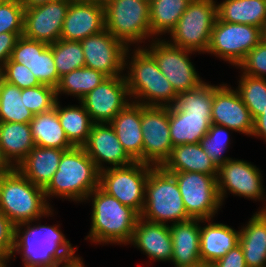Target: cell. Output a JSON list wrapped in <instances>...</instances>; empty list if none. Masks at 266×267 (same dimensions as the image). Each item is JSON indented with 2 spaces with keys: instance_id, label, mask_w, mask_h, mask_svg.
I'll use <instances>...</instances> for the list:
<instances>
[{
  "instance_id": "obj_1",
  "label": "cell",
  "mask_w": 266,
  "mask_h": 267,
  "mask_svg": "<svg viewBox=\"0 0 266 267\" xmlns=\"http://www.w3.org/2000/svg\"><path fill=\"white\" fill-rule=\"evenodd\" d=\"M41 218L15 225L10 259L21 254L24 267H63L80 259L77 246L65 238L61 226L42 225Z\"/></svg>"
},
{
  "instance_id": "obj_2",
  "label": "cell",
  "mask_w": 266,
  "mask_h": 267,
  "mask_svg": "<svg viewBox=\"0 0 266 267\" xmlns=\"http://www.w3.org/2000/svg\"><path fill=\"white\" fill-rule=\"evenodd\" d=\"M129 50L131 48L124 58V70L127 69L124 77L131 101L144 106H172L177 93L159 70L154 57L144 47L134 45L131 53Z\"/></svg>"
},
{
  "instance_id": "obj_3",
  "label": "cell",
  "mask_w": 266,
  "mask_h": 267,
  "mask_svg": "<svg viewBox=\"0 0 266 267\" xmlns=\"http://www.w3.org/2000/svg\"><path fill=\"white\" fill-rule=\"evenodd\" d=\"M92 200L91 228L84 238L95 245L117 244L126 246L132 239L140 214L121 204L100 187L95 188L85 199Z\"/></svg>"
},
{
  "instance_id": "obj_4",
  "label": "cell",
  "mask_w": 266,
  "mask_h": 267,
  "mask_svg": "<svg viewBox=\"0 0 266 267\" xmlns=\"http://www.w3.org/2000/svg\"><path fill=\"white\" fill-rule=\"evenodd\" d=\"M52 208L44 188L33 184L16 168L0 173V212L14 225L52 217Z\"/></svg>"
},
{
  "instance_id": "obj_5",
  "label": "cell",
  "mask_w": 266,
  "mask_h": 267,
  "mask_svg": "<svg viewBox=\"0 0 266 267\" xmlns=\"http://www.w3.org/2000/svg\"><path fill=\"white\" fill-rule=\"evenodd\" d=\"M100 171L83 147L65 151L58 170L44 188L47 201L58 197L83 203L88 195L99 187Z\"/></svg>"
},
{
  "instance_id": "obj_6",
  "label": "cell",
  "mask_w": 266,
  "mask_h": 267,
  "mask_svg": "<svg viewBox=\"0 0 266 267\" xmlns=\"http://www.w3.org/2000/svg\"><path fill=\"white\" fill-rule=\"evenodd\" d=\"M140 217L149 222L166 225L191 219L187 215L175 177L162 167L150 169Z\"/></svg>"
},
{
  "instance_id": "obj_7",
  "label": "cell",
  "mask_w": 266,
  "mask_h": 267,
  "mask_svg": "<svg viewBox=\"0 0 266 267\" xmlns=\"http://www.w3.org/2000/svg\"><path fill=\"white\" fill-rule=\"evenodd\" d=\"M105 29L127 48L144 47L151 38L149 4L135 0H102ZM143 44V46L139 44Z\"/></svg>"
},
{
  "instance_id": "obj_8",
  "label": "cell",
  "mask_w": 266,
  "mask_h": 267,
  "mask_svg": "<svg viewBox=\"0 0 266 267\" xmlns=\"http://www.w3.org/2000/svg\"><path fill=\"white\" fill-rule=\"evenodd\" d=\"M216 18V0H193L167 41L174 46L206 54Z\"/></svg>"
},
{
  "instance_id": "obj_9",
  "label": "cell",
  "mask_w": 266,
  "mask_h": 267,
  "mask_svg": "<svg viewBox=\"0 0 266 267\" xmlns=\"http://www.w3.org/2000/svg\"><path fill=\"white\" fill-rule=\"evenodd\" d=\"M147 46L144 48L154 57L159 70L177 94L198 88L205 82L190 60L191 55L196 52L174 46L165 37L153 39Z\"/></svg>"
},
{
  "instance_id": "obj_10",
  "label": "cell",
  "mask_w": 266,
  "mask_h": 267,
  "mask_svg": "<svg viewBox=\"0 0 266 267\" xmlns=\"http://www.w3.org/2000/svg\"><path fill=\"white\" fill-rule=\"evenodd\" d=\"M153 166L142 162L100 171L99 187L139 214L143 211L145 186Z\"/></svg>"
},
{
  "instance_id": "obj_11",
  "label": "cell",
  "mask_w": 266,
  "mask_h": 267,
  "mask_svg": "<svg viewBox=\"0 0 266 267\" xmlns=\"http://www.w3.org/2000/svg\"><path fill=\"white\" fill-rule=\"evenodd\" d=\"M261 42V28L254 25L224 22L216 18L207 54L237 67Z\"/></svg>"
},
{
  "instance_id": "obj_12",
  "label": "cell",
  "mask_w": 266,
  "mask_h": 267,
  "mask_svg": "<svg viewBox=\"0 0 266 267\" xmlns=\"http://www.w3.org/2000/svg\"><path fill=\"white\" fill-rule=\"evenodd\" d=\"M178 184L187 215L191 219H213L222 203L218 194L217 175L198 172H169Z\"/></svg>"
},
{
  "instance_id": "obj_13",
  "label": "cell",
  "mask_w": 266,
  "mask_h": 267,
  "mask_svg": "<svg viewBox=\"0 0 266 267\" xmlns=\"http://www.w3.org/2000/svg\"><path fill=\"white\" fill-rule=\"evenodd\" d=\"M262 171L251 162L230 158L218 168L217 187L220 201L223 204L227 195L233 194L254 201H266ZM265 195V196H264ZM263 200V201H262ZM265 204V206H264ZM259 211L266 210V203Z\"/></svg>"
},
{
  "instance_id": "obj_14",
  "label": "cell",
  "mask_w": 266,
  "mask_h": 267,
  "mask_svg": "<svg viewBox=\"0 0 266 267\" xmlns=\"http://www.w3.org/2000/svg\"><path fill=\"white\" fill-rule=\"evenodd\" d=\"M143 136L142 163L161 167L173 148L170 138L169 107L141 104Z\"/></svg>"
},
{
  "instance_id": "obj_15",
  "label": "cell",
  "mask_w": 266,
  "mask_h": 267,
  "mask_svg": "<svg viewBox=\"0 0 266 267\" xmlns=\"http://www.w3.org/2000/svg\"><path fill=\"white\" fill-rule=\"evenodd\" d=\"M129 102L124 76L107 77L80 100L93 123H110Z\"/></svg>"
},
{
  "instance_id": "obj_16",
  "label": "cell",
  "mask_w": 266,
  "mask_h": 267,
  "mask_svg": "<svg viewBox=\"0 0 266 267\" xmlns=\"http://www.w3.org/2000/svg\"><path fill=\"white\" fill-rule=\"evenodd\" d=\"M85 67L100 71L107 77L124 76L127 47L106 29L80 41Z\"/></svg>"
},
{
  "instance_id": "obj_17",
  "label": "cell",
  "mask_w": 266,
  "mask_h": 267,
  "mask_svg": "<svg viewBox=\"0 0 266 267\" xmlns=\"http://www.w3.org/2000/svg\"><path fill=\"white\" fill-rule=\"evenodd\" d=\"M211 123L248 136L252 135L254 120L238 91L227 83L213 85Z\"/></svg>"
},
{
  "instance_id": "obj_18",
  "label": "cell",
  "mask_w": 266,
  "mask_h": 267,
  "mask_svg": "<svg viewBox=\"0 0 266 267\" xmlns=\"http://www.w3.org/2000/svg\"><path fill=\"white\" fill-rule=\"evenodd\" d=\"M71 0H53L46 4L25 9L23 36L47 44L60 39Z\"/></svg>"
},
{
  "instance_id": "obj_19",
  "label": "cell",
  "mask_w": 266,
  "mask_h": 267,
  "mask_svg": "<svg viewBox=\"0 0 266 267\" xmlns=\"http://www.w3.org/2000/svg\"><path fill=\"white\" fill-rule=\"evenodd\" d=\"M105 30L102 0H71L60 39L81 41Z\"/></svg>"
},
{
  "instance_id": "obj_20",
  "label": "cell",
  "mask_w": 266,
  "mask_h": 267,
  "mask_svg": "<svg viewBox=\"0 0 266 267\" xmlns=\"http://www.w3.org/2000/svg\"><path fill=\"white\" fill-rule=\"evenodd\" d=\"M82 147L99 171L134 162L124 150L110 123H93L88 140Z\"/></svg>"
},
{
  "instance_id": "obj_21",
  "label": "cell",
  "mask_w": 266,
  "mask_h": 267,
  "mask_svg": "<svg viewBox=\"0 0 266 267\" xmlns=\"http://www.w3.org/2000/svg\"><path fill=\"white\" fill-rule=\"evenodd\" d=\"M140 249L150 260L170 262L173 243L169 225L138 219L131 241L128 245Z\"/></svg>"
},
{
  "instance_id": "obj_22",
  "label": "cell",
  "mask_w": 266,
  "mask_h": 267,
  "mask_svg": "<svg viewBox=\"0 0 266 267\" xmlns=\"http://www.w3.org/2000/svg\"><path fill=\"white\" fill-rule=\"evenodd\" d=\"M213 219L202 220L200 224V259L204 265H212L216 260L239 245L240 230Z\"/></svg>"
},
{
  "instance_id": "obj_23",
  "label": "cell",
  "mask_w": 266,
  "mask_h": 267,
  "mask_svg": "<svg viewBox=\"0 0 266 267\" xmlns=\"http://www.w3.org/2000/svg\"><path fill=\"white\" fill-rule=\"evenodd\" d=\"M126 153L142 162L141 104L129 102L110 122Z\"/></svg>"
},
{
  "instance_id": "obj_24",
  "label": "cell",
  "mask_w": 266,
  "mask_h": 267,
  "mask_svg": "<svg viewBox=\"0 0 266 267\" xmlns=\"http://www.w3.org/2000/svg\"><path fill=\"white\" fill-rule=\"evenodd\" d=\"M201 219H189L169 225L173 252L171 263L174 266L203 264L200 259Z\"/></svg>"
},
{
  "instance_id": "obj_25",
  "label": "cell",
  "mask_w": 266,
  "mask_h": 267,
  "mask_svg": "<svg viewBox=\"0 0 266 267\" xmlns=\"http://www.w3.org/2000/svg\"><path fill=\"white\" fill-rule=\"evenodd\" d=\"M35 146L30 123L0 122V155L10 168H16Z\"/></svg>"
},
{
  "instance_id": "obj_26",
  "label": "cell",
  "mask_w": 266,
  "mask_h": 267,
  "mask_svg": "<svg viewBox=\"0 0 266 267\" xmlns=\"http://www.w3.org/2000/svg\"><path fill=\"white\" fill-rule=\"evenodd\" d=\"M65 151L35 146L16 169L33 184L45 188L58 170L61 156Z\"/></svg>"
},
{
  "instance_id": "obj_27",
  "label": "cell",
  "mask_w": 266,
  "mask_h": 267,
  "mask_svg": "<svg viewBox=\"0 0 266 267\" xmlns=\"http://www.w3.org/2000/svg\"><path fill=\"white\" fill-rule=\"evenodd\" d=\"M241 227L239 244L247 267H266V211H256Z\"/></svg>"
},
{
  "instance_id": "obj_28",
  "label": "cell",
  "mask_w": 266,
  "mask_h": 267,
  "mask_svg": "<svg viewBox=\"0 0 266 267\" xmlns=\"http://www.w3.org/2000/svg\"><path fill=\"white\" fill-rule=\"evenodd\" d=\"M161 167L167 172H198L218 175V167L208 157L200 142L173 147L170 156Z\"/></svg>"
},
{
  "instance_id": "obj_29",
  "label": "cell",
  "mask_w": 266,
  "mask_h": 267,
  "mask_svg": "<svg viewBox=\"0 0 266 267\" xmlns=\"http://www.w3.org/2000/svg\"><path fill=\"white\" fill-rule=\"evenodd\" d=\"M212 125L205 115H196L169 107L170 138L173 147L199 143Z\"/></svg>"
},
{
  "instance_id": "obj_30",
  "label": "cell",
  "mask_w": 266,
  "mask_h": 267,
  "mask_svg": "<svg viewBox=\"0 0 266 267\" xmlns=\"http://www.w3.org/2000/svg\"><path fill=\"white\" fill-rule=\"evenodd\" d=\"M30 128L36 146L66 151L75 147L68 140L55 108L34 115L30 122Z\"/></svg>"
},
{
  "instance_id": "obj_31",
  "label": "cell",
  "mask_w": 266,
  "mask_h": 267,
  "mask_svg": "<svg viewBox=\"0 0 266 267\" xmlns=\"http://www.w3.org/2000/svg\"><path fill=\"white\" fill-rule=\"evenodd\" d=\"M217 18L224 22L254 25L266 22V0H223L217 2Z\"/></svg>"
},
{
  "instance_id": "obj_32",
  "label": "cell",
  "mask_w": 266,
  "mask_h": 267,
  "mask_svg": "<svg viewBox=\"0 0 266 267\" xmlns=\"http://www.w3.org/2000/svg\"><path fill=\"white\" fill-rule=\"evenodd\" d=\"M192 1L152 0L149 4L151 39L148 42L158 37L161 39L163 35H169Z\"/></svg>"
},
{
  "instance_id": "obj_33",
  "label": "cell",
  "mask_w": 266,
  "mask_h": 267,
  "mask_svg": "<svg viewBox=\"0 0 266 267\" xmlns=\"http://www.w3.org/2000/svg\"><path fill=\"white\" fill-rule=\"evenodd\" d=\"M61 126L68 140L75 147H82L88 140L93 122L83 105L62 107L57 100L55 107Z\"/></svg>"
},
{
  "instance_id": "obj_34",
  "label": "cell",
  "mask_w": 266,
  "mask_h": 267,
  "mask_svg": "<svg viewBox=\"0 0 266 267\" xmlns=\"http://www.w3.org/2000/svg\"><path fill=\"white\" fill-rule=\"evenodd\" d=\"M106 78L107 76L100 71L88 67L75 69L60 77L56 87L57 99L59 100L60 95L65 94L74 96V99L76 97L80 101Z\"/></svg>"
},
{
  "instance_id": "obj_35",
  "label": "cell",
  "mask_w": 266,
  "mask_h": 267,
  "mask_svg": "<svg viewBox=\"0 0 266 267\" xmlns=\"http://www.w3.org/2000/svg\"><path fill=\"white\" fill-rule=\"evenodd\" d=\"M33 118L21 89L0 77V122L30 123Z\"/></svg>"
},
{
  "instance_id": "obj_36",
  "label": "cell",
  "mask_w": 266,
  "mask_h": 267,
  "mask_svg": "<svg viewBox=\"0 0 266 267\" xmlns=\"http://www.w3.org/2000/svg\"><path fill=\"white\" fill-rule=\"evenodd\" d=\"M213 101V85L204 82L198 88L177 94L172 106L173 110L205 115L211 121Z\"/></svg>"
},
{
  "instance_id": "obj_37",
  "label": "cell",
  "mask_w": 266,
  "mask_h": 267,
  "mask_svg": "<svg viewBox=\"0 0 266 267\" xmlns=\"http://www.w3.org/2000/svg\"><path fill=\"white\" fill-rule=\"evenodd\" d=\"M239 79L236 90L255 120L266 110V79L242 73Z\"/></svg>"
},
{
  "instance_id": "obj_38",
  "label": "cell",
  "mask_w": 266,
  "mask_h": 267,
  "mask_svg": "<svg viewBox=\"0 0 266 267\" xmlns=\"http://www.w3.org/2000/svg\"><path fill=\"white\" fill-rule=\"evenodd\" d=\"M59 77L85 67V57L80 41L59 39L49 44Z\"/></svg>"
},
{
  "instance_id": "obj_39",
  "label": "cell",
  "mask_w": 266,
  "mask_h": 267,
  "mask_svg": "<svg viewBox=\"0 0 266 267\" xmlns=\"http://www.w3.org/2000/svg\"><path fill=\"white\" fill-rule=\"evenodd\" d=\"M230 131L225 126L212 124L206 136L200 141V144L211 161L219 168L223 163L227 162L231 157H227L225 152L231 145Z\"/></svg>"
},
{
  "instance_id": "obj_40",
  "label": "cell",
  "mask_w": 266,
  "mask_h": 267,
  "mask_svg": "<svg viewBox=\"0 0 266 267\" xmlns=\"http://www.w3.org/2000/svg\"><path fill=\"white\" fill-rule=\"evenodd\" d=\"M24 102L33 115L50 111L57 102L56 88L41 84L32 88L21 89Z\"/></svg>"
},
{
  "instance_id": "obj_41",
  "label": "cell",
  "mask_w": 266,
  "mask_h": 267,
  "mask_svg": "<svg viewBox=\"0 0 266 267\" xmlns=\"http://www.w3.org/2000/svg\"><path fill=\"white\" fill-rule=\"evenodd\" d=\"M24 12L20 0H3L0 4V34L23 33Z\"/></svg>"
},
{
  "instance_id": "obj_42",
  "label": "cell",
  "mask_w": 266,
  "mask_h": 267,
  "mask_svg": "<svg viewBox=\"0 0 266 267\" xmlns=\"http://www.w3.org/2000/svg\"><path fill=\"white\" fill-rule=\"evenodd\" d=\"M34 76L41 84H46L56 88L59 84L52 48L48 45L44 50H35Z\"/></svg>"
},
{
  "instance_id": "obj_43",
  "label": "cell",
  "mask_w": 266,
  "mask_h": 267,
  "mask_svg": "<svg viewBox=\"0 0 266 267\" xmlns=\"http://www.w3.org/2000/svg\"><path fill=\"white\" fill-rule=\"evenodd\" d=\"M0 77L20 89L41 85L30 69L9 59L0 71Z\"/></svg>"
},
{
  "instance_id": "obj_44",
  "label": "cell",
  "mask_w": 266,
  "mask_h": 267,
  "mask_svg": "<svg viewBox=\"0 0 266 267\" xmlns=\"http://www.w3.org/2000/svg\"><path fill=\"white\" fill-rule=\"evenodd\" d=\"M49 44L28 39L20 36L15 44L10 59L18 64H22L31 72H34L35 50H44Z\"/></svg>"
},
{
  "instance_id": "obj_45",
  "label": "cell",
  "mask_w": 266,
  "mask_h": 267,
  "mask_svg": "<svg viewBox=\"0 0 266 267\" xmlns=\"http://www.w3.org/2000/svg\"><path fill=\"white\" fill-rule=\"evenodd\" d=\"M240 73L266 79V45L260 42L236 67Z\"/></svg>"
},
{
  "instance_id": "obj_46",
  "label": "cell",
  "mask_w": 266,
  "mask_h": 267,
  "mask_svg": "<svg viewBox=\"0 0 266 267\" xmlns=\"http://www.w3.org/2000/svg\"><path fill=\"white\" fill-rule=\"evenodd\" d=\"M14 227L15 225L0 212V255L8 262L14 247Z\"/></svg>"
},
{
  "instance_id": "obj_47",
  "label": "cell",
  "mask_w": 266,
  "mask_h": 267,
  "mask_svg": "<svg viewBox=\"0 0 266 267\" xmlns=\"http://www.w3.org/2000/svg\"><path fill=\"white\" fill-rule=\"evenodd\" d=\"M211 267H247L240 244L216 260Z\"/></svg>"
},
{
  "instance_id": "obj_48",
  "label": "cell",
  "mask_w": 266,
  "mask_h": 267,
  "mask_svg": "<svg viewBox=\"0 0 266 267\" xmlns=\"http://www.w3.org/2000/svg\"><path fill=\"white\" fill-rule=\"evenodd\" d=\"M23 33H1L0 34V71L4 64L10 59L15 44Z\"/></svg>"
},
{
  "instance_id": "obj_49",
  "label": "cell",
  "mask_w": 266,
  "mask_h": 267,
  "mask_svg": "<svg viewBox=\"0 0 266 267\" xmlns=\"http://www.w3.org/2000/svg\"><path fill=\"white\" fill-rule=\"evenodd\" d=\"M252 136L259 137L266 142V110L254 120Z\"/></svg>"
},
{
  "instance_id": "obj_50",
  "label": "cell",
  "mask_w": 266,
  "mask_h": 267,
  "mask_svg": "<svg viewBox=\"0 0 266 267\" xmlns=\"http://www.w3.org/2000/svg\"><path fill=\"white\" fill-rule=\"evenodd\" d=\"M50 1H53V0H20V3L24 7V9H28V8L46 4Z\"/></svg>"
},
{
  "instance_id": "obj_51",
  "label": "cell",
  "mask_w": 266,
  "mask_h": 267,
  "mask_svg": "<svg viewBox=\"0 0 266 267\" xmlns=\"http://www.w3.org/2000/svg\"><path fill=\"white\" fill-rule=\"evenodd\" d=\"M63 267H85V264L83 263V259L80 258V259L74 261L73 263H71L67 266H63Z\"/></svg>"
},
{
  "instance_id": "obj_52",
  "label": "cell",
  "mask_w": 266,
  "mask_h": 267,
  "mask_svg": "<svg viewBox=\"0 0 266 267\" xmlns=\"http://www.w3.org/2000/svg\"><path fill=\"white\" fill-rule=\"evenodd\" d=\"M261 42L266 45V22L261 27Z\"/></svg>"
},
{
  "instance_id": "obj_53",
  "label": "cell",
  "mask_w": 266,
  "mask_h": 267,
  "mask_svg": "<svg viewBox=\"0 0 266 267\" xmlns=\"http://www.w3.org/2000/svg\"><path fill=\"white\" fill-rule=\"evenodd\" d=\"M10 167L3 161L0 155V173L7 171Z\"/></svg>"
},
{
  "instance_id": "obj_54",
  "label": "cell",
  "mask_w": 266,
  "mask_h": 267,
  "mask_svg": "<svg viewBox=\"0 0 266 267\" xmlns=\"http://www.w3.org/2000/svg\"><path fill=\"white\" fill-rule=\"evenodd\" d=\"M7 261L8 260L4 256L0 255V267H7Z\"/></svg>"
},
{
  "instance_id": "obj_55",
  "label": "cell",
  "mask_w": 266,
  "mask_h": 267,
  "mask_svg": "<svg viewBox=\"0 0 266 267\" xmlns=\"http://www.w3.org/2000/svg\"><path fill=\"white\" fill-rule=\"evenodd\" d=\"M204 264H196V265H184V266H174V267H204Z\"/></svg>"
},
{
  "instance_id": "obj_56",
  "label": "cell",
  "mask_w": 266,
  "mask_h": 267,
  "mask_svg": "<svg viewBox=\"0 0 266 267\" xmlns=\"http://www.w3.org/2000/svg\"><path fill=\"white\" fill-rule=\"evenodd\" d=\"M135 1H143V2H145V3L150 4L152 0H135Z\"/></svg>"
}]
</instances>
